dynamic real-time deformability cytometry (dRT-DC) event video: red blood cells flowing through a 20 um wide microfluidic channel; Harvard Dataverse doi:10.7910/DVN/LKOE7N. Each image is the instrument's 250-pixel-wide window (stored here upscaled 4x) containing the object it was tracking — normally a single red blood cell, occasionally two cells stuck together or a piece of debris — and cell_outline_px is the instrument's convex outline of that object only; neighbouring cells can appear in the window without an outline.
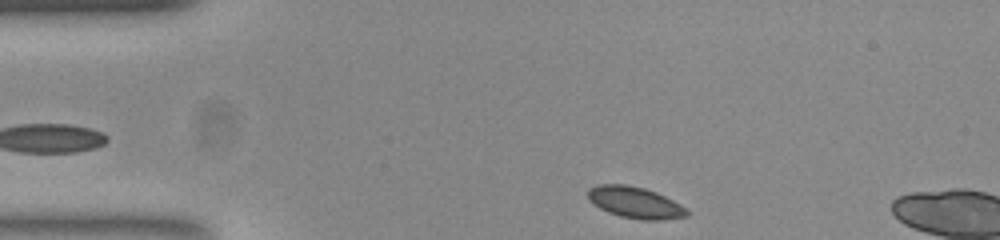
{"species": "common noctule bat (a hibernating species)", "species_latin": "Nyctalus noctula", "temperature_condition": "room temperature", "stored_images_in_passage": 46, "camera_frame_rate_fps": 3000, "um_per_image_px": 0.085, "animal": {"sex": "female", "body_mass_g": 23.0, "forearm_length_mm": 53.4}, "frame": {"image": 1, "passage_image": 1, "time_ms": 0.0, "image_size_px": [1000, 240], "cell_outline_px": [[688, 216], [660, 220], [640, 220], [620, 216], [608, 212], [600, 208], [588, 200], [588, 188], [596, 184], [624, 184], [644, 188], [656, 192], [680, 204], [688, 212]], "centroid_in_image_um": [53.94, 17.21], "position_along_channel_um": 31.1, "area_um2": 18.09}}
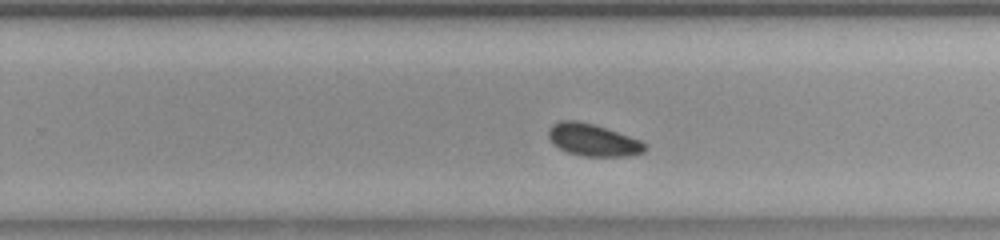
{"frame": {"image": 2, "passage_image": 25, "time_ms": 8.0, "image_size_px": [1000, 240], "cell_outline_px": [[648, 148], [644, 152], [628, 156], [584, 156], [568, 152], [560, 148], [548, 136], [548, 128], [552, 124], [560, 120], [576, 120], [592, 124], [640, 140]], "centroid_in_image_um": [50.39, 11.9], "position_along_channel_um": 279.4, "area_um2": 17.74}}
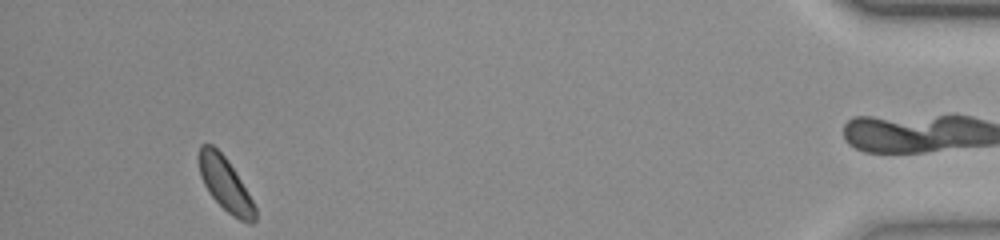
{"frame": {"image": 3, "passage_image": 42, "time_ms": 13.667, "image_size_px": [1000, 240], "cell_outline_px": [[256, 220], [252, 224], [240, 220], [232, 216], [208, 192], [200, 176], [200, 144], [212, 144], [228, 160], [252, 200], [256, 208]], "centroid_in_image_um": [19.16, 15.68], "position_along_channel_um": 416.0, "area_um2": 17.11}, "authors_computed_cell_mechanics": {"area_um2": 18.0914, "velocity_mm_per_s": 3.7073, "shape_relaxation_time_tau1_ms": 3.3238, "shape_relaxation_time_tau2_ms": null, "deformation_change_tau1": 0.0797, "deformation_change_tau2": null}}